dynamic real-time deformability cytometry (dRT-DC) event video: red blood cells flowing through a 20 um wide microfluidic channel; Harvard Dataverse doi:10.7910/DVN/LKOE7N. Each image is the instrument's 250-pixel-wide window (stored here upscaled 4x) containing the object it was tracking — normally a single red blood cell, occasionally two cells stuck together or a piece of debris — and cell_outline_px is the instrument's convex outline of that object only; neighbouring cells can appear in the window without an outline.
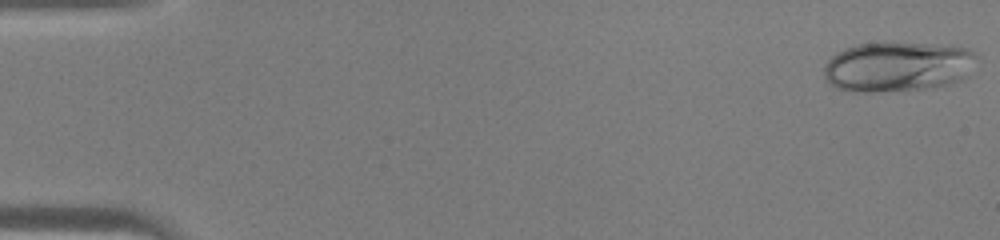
{"species": "human", "species_latin": "Homo sapiens", "temperature_condition": "warm", "stored_images_in_passage": 44, "camera_frame_rate_fps": 3000, "um_per_image_px": 0.085, "donor": {"sex": "male"}, "frame": {"image": 1, "passage_image": 1, "time_ms": 0.0, "image_size_px": [1000, 240], "cell_outline_px": [[980, 56], [968, 76], [960, 80], [948, 84], [932, 88], [872, 92], [856, 92], [836, 88], [824, 76], [824, 64], [836, 52], [844, 48], [856, 44], [928, 44], [968, 48]], "centroid_in_image_um": [76.33, 5.68], "position_along_channel_um": 8.7, "area_um2": 44.45}}
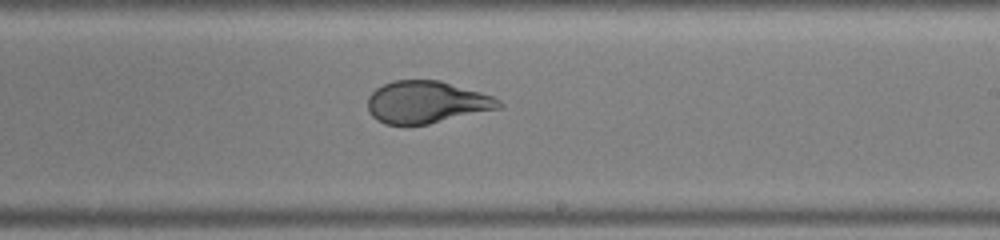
{"frame": {"image": 2, "passage_image": 27, "time_ms": 8.667, "image_size_px": [1000, 240], "cell_outline_px": [[504, 104], [500, 108], [428, 124], [384, 124], [376, 120], [368, 112], [368, 96], [376, 88], [392, 80], [440, 80], [480, 92], [492, 96], [500, 100]], "centroid_in_image_um": [36.23, 8.68], "position_along_channel_um": 252.8, "area_um2": 32.19}}
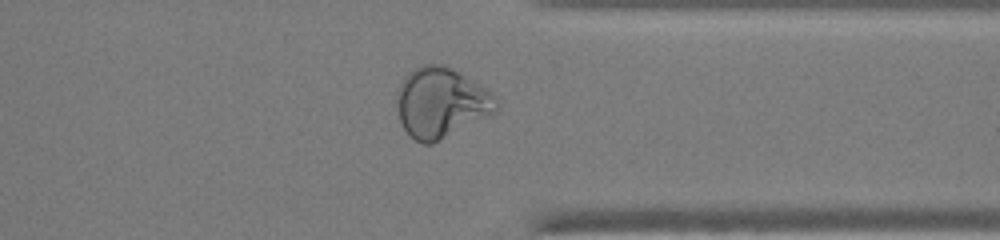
{"frame": {"image": 3, "passage_image": 35, "time_ms": 11.333, "image_size_px": [1000, 240], "cell_outline_px": [[500, 108], [496, 112], [432, 144], [424, 144], [408, 136], [400, 124], [396, 104], [400, 84], [404, 76], [408, 72], [424, 64], [444, 64], [460, 72], [496, 96]], "centroid_in_image_um": [37.47, 8.73], "position_along_channel_um": 373.9, "area_um2": 40.75}}